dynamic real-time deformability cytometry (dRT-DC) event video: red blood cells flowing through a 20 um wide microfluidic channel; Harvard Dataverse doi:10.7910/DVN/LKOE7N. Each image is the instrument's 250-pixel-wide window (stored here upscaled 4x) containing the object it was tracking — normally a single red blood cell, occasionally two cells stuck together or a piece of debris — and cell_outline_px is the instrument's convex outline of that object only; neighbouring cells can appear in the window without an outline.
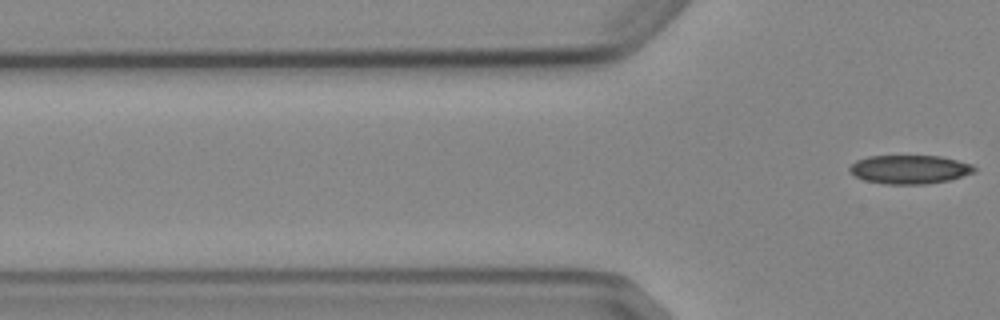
{"species": "Egyptian fruit bat (a non-hibernating species)", "species_latin": "Rousettus aegyptiacus", "temperature_condition": "cold", "stored_images_in_passage": 7, "segment_of_instrument_passage": [2, 2], "camera_frame_rate_fps": 3000, "um_per_image_px": 0.085, "animal": {"sex": "female"}, "frame": {"image": 1, "passage_image": 7, "time_ms": 7.333, "image_size_px": [1000, 320], "cell_outline_px": [[976, 172], [948, 180], [928, 184], [888, 184], [864, 180], [848, 172], [848, 168], [856, 160], [868, 156], [940, 156], [972, 164], [976, 168]], "centroid_in_image_um": [77.3, 14.4], "position_along_channel_um": 48.5, "area_um2": 20.87}}